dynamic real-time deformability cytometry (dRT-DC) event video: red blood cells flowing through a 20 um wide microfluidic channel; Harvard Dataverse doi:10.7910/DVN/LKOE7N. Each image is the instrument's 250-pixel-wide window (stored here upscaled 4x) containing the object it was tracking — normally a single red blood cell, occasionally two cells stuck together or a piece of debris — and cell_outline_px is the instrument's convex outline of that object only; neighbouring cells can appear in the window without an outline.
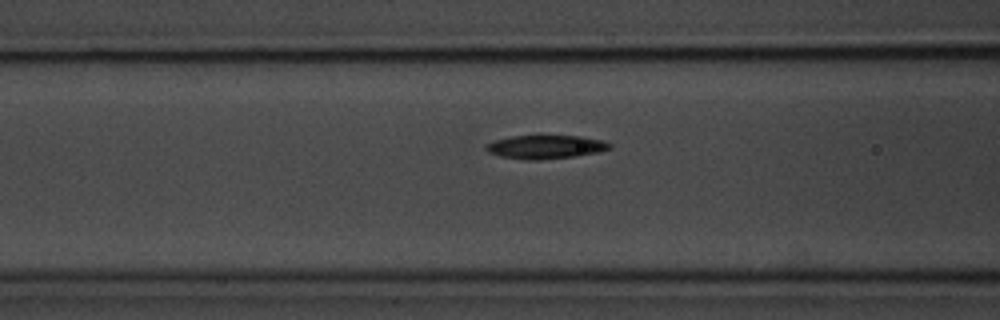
{"species": "common noctule bat (a hibernating species)", "species_latin": "Nyctalus noctula", "temperature_condition": "room temperature", "stored_images_in_passage": 43, "camera_frame_rate_fps": 3000, "um_per_image_px": 0.085, "animal": {"sex": "male", "body_mass_g": 20.1, "forearm_length_mm": 53.5}, "frame": {"image": 1, "passage_image": 12, "time_ms": 3.667, "image_size_px": [1000, 320], "cell_outline_px": [[612, 148], [596, 152], [576, 156], [536, 160], [528, 160], [500, 156], [488, 152], [484, 148], [484, 144], [496, 140], [512, 136], [540, 132], [584, 136], [604, 140], [612, 144]], "centroid_in_image_um": [46.38, 12.42], "position_along_channel_um": 120.2, "area_um2": 18.03}}
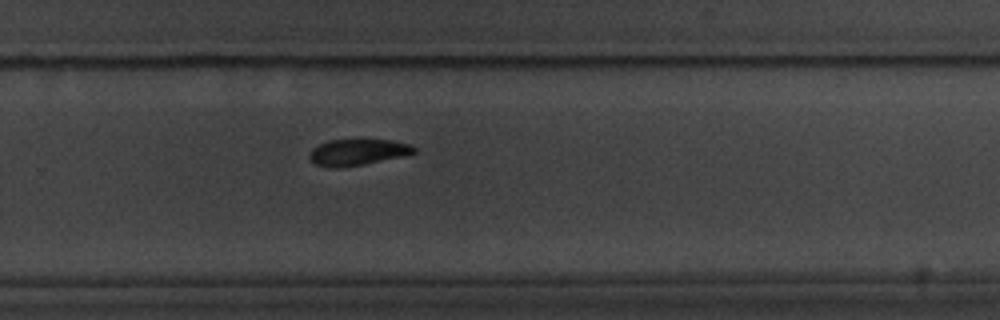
{"frame": {"image": 2, "passage_image": 27, "time_ms": 8.667, "image_size_px": [1000, 320], "cell_outline_px": [[416, 152], [408, 156], [364, 164], [340, 168], [332, 168], [316, 164], [308, 156], [312, 148], [328, 140], [392, 140], [408, 144], [416, 148]], "centroid_in_image_um": [30.43, 12.95], "position_along_channel_um": 299.4, "area_um2": 16.07}}
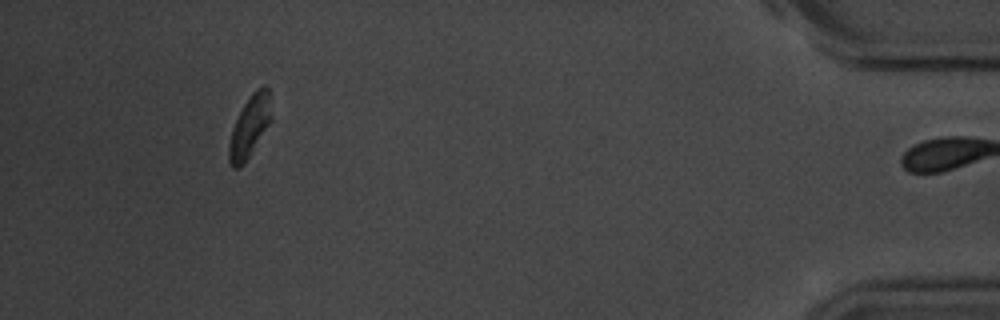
{"frame": {"image": 3, "passage_image": 42, "time_ms": 13.667, "image_size_px": [1000, 320], "cell_outline_px": [[272, 120], [244, 164], [240, 168], [232, 168], [228, 160], [228, 144], [232, 128], [244, 104], [252, 92], [256, 88], [264, 84], [268, 84]], "centroid_in_image_um": [21.22, 10.74], "position_along_channel_um": 414.0, "area_um2": 15.37}, "authors_computed_cell_mechanics": {"area_um2": 16.9932, "velocity_mm_per_s": 3.5849, "shape_relaxation_time_tau1_ms": 3.364, "shape_relaxation_time_tau2_ms": null, "deformation_change_tau1": 0.1229, "deformation_change_tau2": null}}